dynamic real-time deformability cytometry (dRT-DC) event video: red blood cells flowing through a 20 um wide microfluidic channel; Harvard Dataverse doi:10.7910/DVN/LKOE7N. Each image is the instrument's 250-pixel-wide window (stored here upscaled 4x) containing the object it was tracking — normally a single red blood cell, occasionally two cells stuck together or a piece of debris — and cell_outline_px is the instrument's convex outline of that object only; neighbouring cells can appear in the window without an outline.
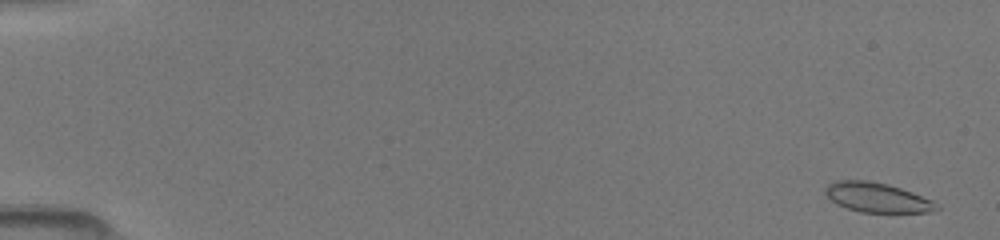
{"species": "common noctule bat (a hibernating species)", "species_latin": "Nyctalus noctula", "temperature_condition": "room temperature", "stored_images_in_passage": 50, "camera_frame_rate_fps": 3000, "um_per_image_px": 0.085, "animal": {"sex": "female", "body_mass_g": 19.5, "forearm_length_mm": 54.1}, "frame": {"image": 1, "passage_image": 2, "time_ms": 0.333, "image_size_px": [1000, 240], "cell_outline_px": [[940, 208], [928, 212], [860, 212], [836, 204], [824, 192], [824, 188], [828, 184], [836, 180], [868, 180], [888, 184], [912, 192], [932, 200], [940, 204]], "centroid_in_image_um": [74.55, 16.78], "position_along_channel_um": 10.4, "area_um2": 19.19}}
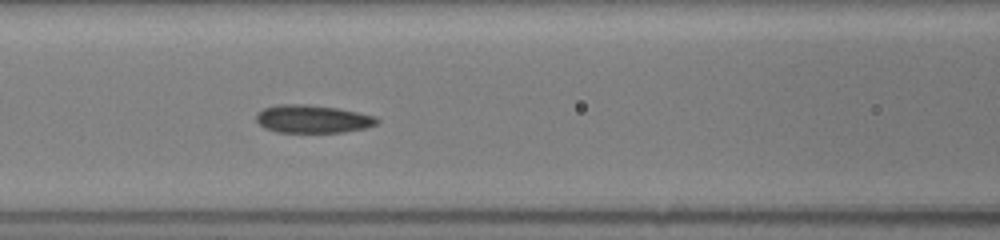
{"frame": {"image": 2, "passage_image": 23, "time_ms": 7.333, "image_size_px": [1000, 240], "cell_outline_px": [[380, 120], [376, 124], [364, 128], [344, 132], [276, 132], [264, 128], [256, 120], [256, 112], [264, 108], [276, 104], [308, 104], [336, 108], [376, 116]], "centroid_in_image_um": [26.53, 10.11], "position_along_channel_um": 140.1, "area_um2": 19.71}}
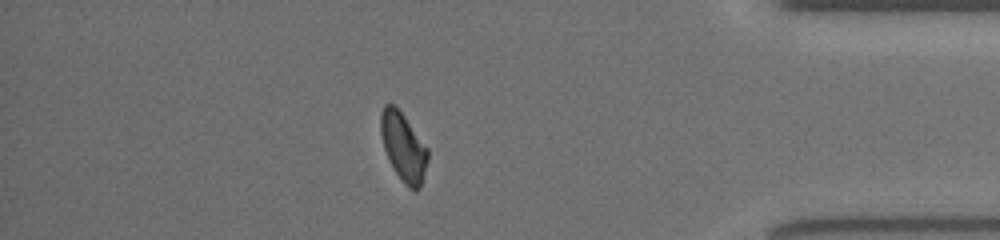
{"frame": {"image": 3, "passage_image": 44, "time_ms": 14.333, "image_size_px": [1000, 240], "cell_outline_px": [[428, 160], [420, 188], [416, 192], [412, 192], [404, 184], [396, 172], [384, 148], [380, 132], [380, 112], [384, 104], [396, 104], [428, 148]], "centroid_in_image_um": [34.29, 12.47], "position_along_channel_um": 400.9, "area_um2": 18.9}}